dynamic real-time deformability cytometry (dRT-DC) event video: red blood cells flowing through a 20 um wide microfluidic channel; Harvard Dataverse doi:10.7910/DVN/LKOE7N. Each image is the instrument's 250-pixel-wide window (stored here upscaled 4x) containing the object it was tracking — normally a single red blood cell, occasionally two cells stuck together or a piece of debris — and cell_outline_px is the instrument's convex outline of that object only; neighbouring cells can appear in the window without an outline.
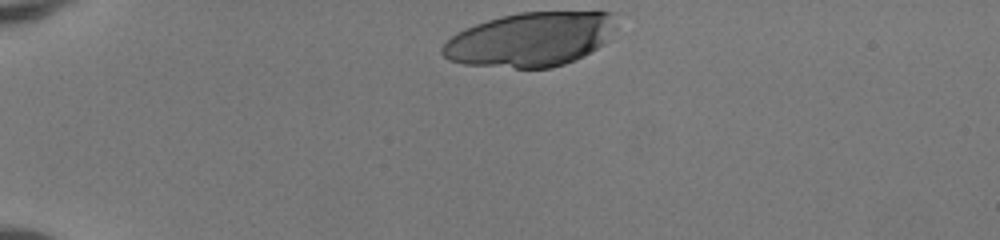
{"species": "human", "species_latin": "Homo sapiens", "temperature_condition": "room temperature", "stored_images_in_passage": 10, "camera_frame_rate_fps": 3000, "um_per_image_px": 0.085, "donor": {"sex": "female"}, "frame": {"image": 1, "passage_image": 1, "time_ms": 0.0, "image_size_px": [1000, 240], "cell_outline_px": [[616, 12], [612, 40], [564, 64], [552, 68], [516, 68], [464, 64], [448, 60], [440, 52], [440, 48], [456, 32], [464, 28], [500, 16], [520, 12]], "centroid_in_image_um": [45.09, 3.34], "position_along_channel_um": 39.9, "area_um2": 54.97}}